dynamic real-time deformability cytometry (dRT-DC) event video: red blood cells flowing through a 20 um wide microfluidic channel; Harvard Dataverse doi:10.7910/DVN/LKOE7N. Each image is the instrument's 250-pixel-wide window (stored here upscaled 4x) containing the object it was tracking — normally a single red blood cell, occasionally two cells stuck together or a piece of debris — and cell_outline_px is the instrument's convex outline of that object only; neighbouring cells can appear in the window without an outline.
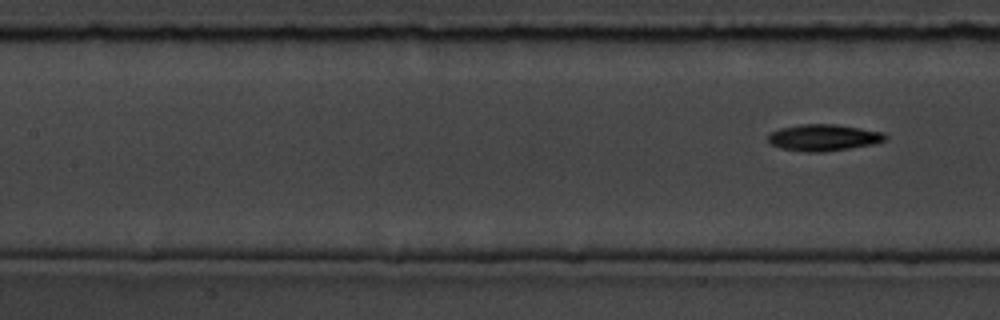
{"species": "common noctule bat (a hibernating species)", "species_latin": "Nyctalus noctula", "temperature_condition": "room temperature", "stored_images_in_passage": 6, "segment_of_instrument_passage": [2, 2], "camera_frame_rate_fps": 3000, "um_per_image_px": 0.085, "animal": {"sex": "male", "body_mass_g": 19.5, "forearm_length_mm": 54.6}, "frame": {"image": 1, "passage_image": 6, "time_ms": 6.333, "image_size_px": [1000, 320], "cell_outline_px": [[888, 136], [884, 140], [872, 144], [824, 152], [804, 152], [780, 148], [772, 144], [768, 140], [768, 136], [772, 132], [780, 128], [800, 124], [836, 124], [884, 132]], "centroid_in_image_um": [69.99, 11.69], "position_along_channel_um": 137.4, "area_um2": 18.03}}